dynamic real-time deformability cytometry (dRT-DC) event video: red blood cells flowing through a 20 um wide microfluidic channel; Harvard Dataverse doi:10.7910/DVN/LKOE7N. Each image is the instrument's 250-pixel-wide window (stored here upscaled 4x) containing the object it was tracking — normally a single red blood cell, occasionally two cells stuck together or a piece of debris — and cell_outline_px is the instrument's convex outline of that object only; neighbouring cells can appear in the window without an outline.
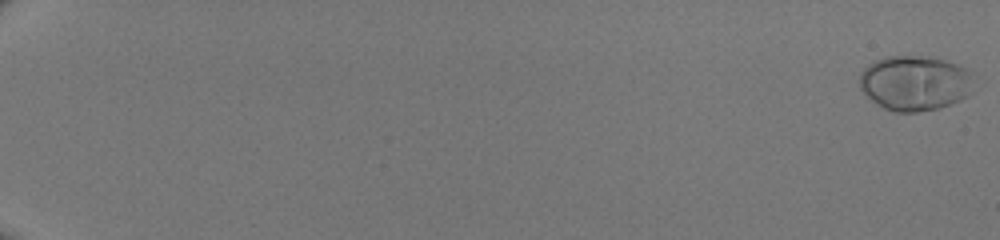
{"species": "human", "species_latin": "Homo sapiens", "temperature_condition": "room temperature", "stored_images_in_passage": 52, "camera_frame_rate_fps": 3000, "um_per_image_px": 0.085, "donor": {"sex": "male"}, "frame": {"image": 1, "passage_image": 1, "time_ms": 0.0, "image_size_px": [1000, 240], "cell_outline_px": [[972, 92], [968, 96], [960, 100], [940, 108], [916, 112], [896, 112], [884, 108], [872, 100], [860, 88], [860, 72], [868, 64], [876, 60], [888, 56], [920, 56], [944, 60], [968, 68], [972, 72]], "centroid_in_image_um": [77.79, 7.06], "position_along_channel_um": 7.2, "area_um2": 36.7}}
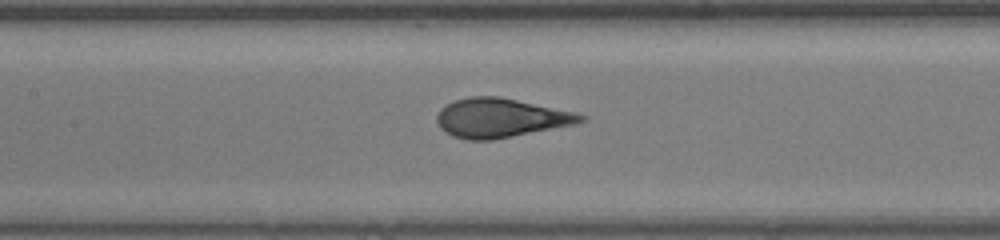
{"frame": {"image": 2, "passage_image": 29, "time_ms": 9.333, "image_size_px": [1000, 240], "cell_outline_px": [[588, 116], [584, 120], [576, 124], [492, 140], [464, 140], [452, 136], [444, 132], [440, 128], [436, 120], [436, 116], [440, 108], [456, 100], [468, 96], [500, 96], [576, 112]], "centroid_in_image_um": [42.54, 10.02], "position_along_channel_um": 164.9, "area_um2": 33.0}}
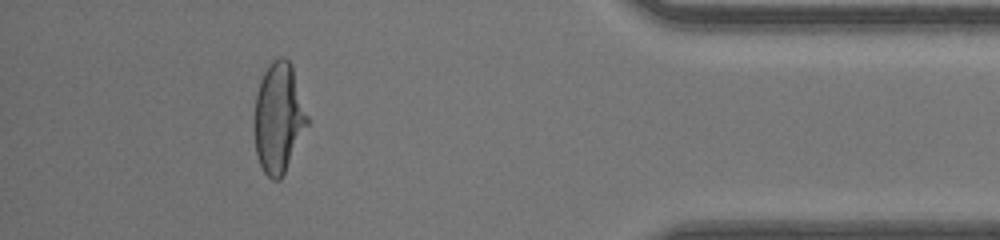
{"frame": {"image": 3, "passage_image": 48, "time_ms": 15.667, "image_size_px": [1000, 240], "cell_outline_px": [[308, 124], [280, 180], [272, 180], [264, 172], [256, 156], [252, 124], [252, 120], [256, 92], [260, 80], [264, 72], [272, 60], [280, 56], [284, 56], [292, 64], [308, 116]], "centroid_in_image_um": [23.64, 9.99], "position_along_channel_um": 411.6, "area_um2": 34.45}}